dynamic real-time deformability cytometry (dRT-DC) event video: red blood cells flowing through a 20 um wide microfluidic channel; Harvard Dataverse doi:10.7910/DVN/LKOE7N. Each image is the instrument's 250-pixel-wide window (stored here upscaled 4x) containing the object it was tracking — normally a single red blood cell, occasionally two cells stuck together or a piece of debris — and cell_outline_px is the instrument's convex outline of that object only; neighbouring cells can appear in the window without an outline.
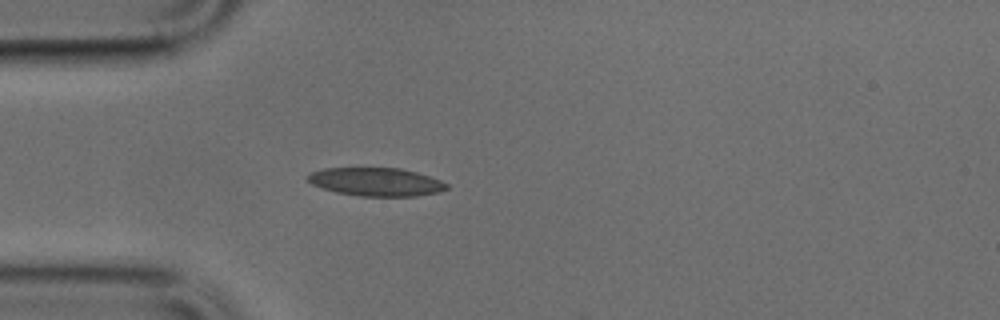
{"species": "common noctule bat (a hibernating species)", "species_latin": "Nyctalus noctula", "temperature_condition": "cold", "stored_images_in_passage": 27, "camera_frame_rate_fps": 3000, "um_per_image_px": 0.085, "animal": {"sex": "male", "body_mass_g": 17.9, "forearm_length_mm": 54.2}, "frame": {"image": 1, "passage_image": 1, "time_ms": 0.0, "image_size_px": [1000, 320], "cell_outline_px": [[448, 188], [440, 192], [416, 196], [360, 196], [336, 192], [312, 184], [304, 176], [312, 172], [324, 168], [400, 168], [416, 172], [440, 180], [448, 184]], "centroid_in_image_um": [31.97, 15.46], "position_along_channel_um": 53.0, "area_um2": 22.83}}
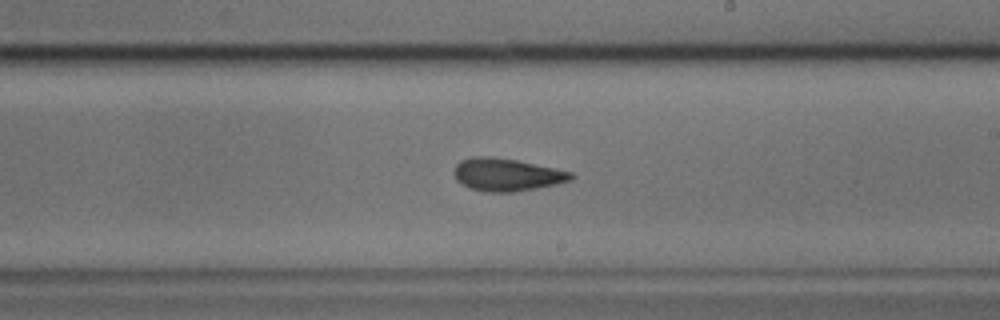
{"frame": {"image": 2, "passage_image": 16, "time_ms": 5.0, "image_size_px": [1000, 320], "cell_outline_px": [[576, 176], [572, 180], [556, 184], [536, 188], [512, 192], [484, 192], [468, 188], [456, 180], [452, 172], [456, 164], [460, 160], [472, 156], [488, 156], [516, 160], [572, 172]], "centroid_in_image_um": [43.03, 14.85], "position_along_channel_um": 246.0, "area_um2": 22.43}}
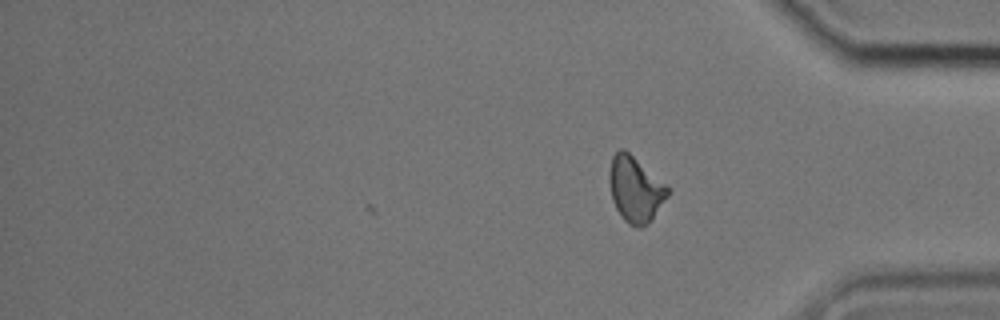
{"frame": {"image": 3, "passage_image": 27, "time_ms": 8.667, "image_size_px": [1000, 320], "cell_outline_px": [[672, 192], [652, 220], [648, 224], [640, 228], [636, 228], [628, 224], [620, 216], [612, 200], [608, 180], [608, 172], [612, 156], [620, 148], [624, 148], [664, 184]], "centroid_in_image_um": [53.99, 16.13], "position_along_channel_um": 381.2, "area_um2": 22.48}}